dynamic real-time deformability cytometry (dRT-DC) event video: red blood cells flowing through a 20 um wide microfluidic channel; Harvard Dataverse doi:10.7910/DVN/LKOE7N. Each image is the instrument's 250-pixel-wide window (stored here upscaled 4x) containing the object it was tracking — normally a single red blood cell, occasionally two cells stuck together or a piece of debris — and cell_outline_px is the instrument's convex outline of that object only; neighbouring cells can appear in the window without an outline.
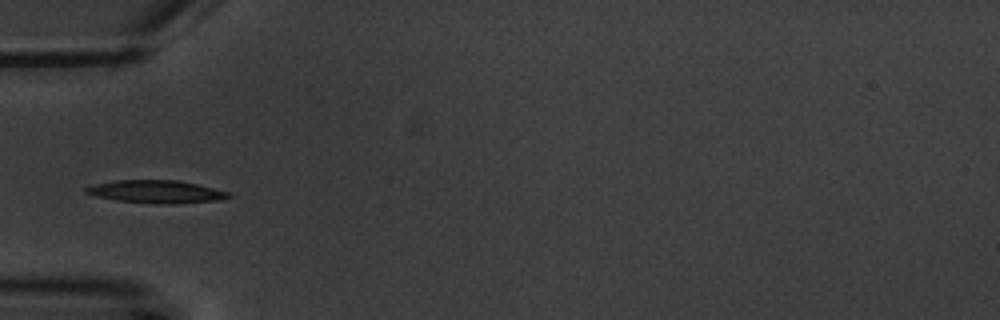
{"species": "common noctule bat (a hibernating species)", "species_latin": "Nyctalus noctula", "temperature_condition": "warm", "stored_images_in_passage": 6, "camera_frame_rate_fps": 3000, "um_per_image_px": 0.085, "animal": {"sex": "male", "body_mass_g": 20.1, "forearm_length_mm": 53.5}, "frame": {"image": 1, "passage_image": 5, "time_ms": 4.667, "image_size_px": [1000, 320], "cell_outline_px": [[232, 196], [216, 200], [176, 204], [156, 204], [116, 200], [96, 196], [84, 192], [84, 188], [92, 184], [112, 180], [176, 180], [196, 184], [228, 192]], "centroid_in_image_um": [13.2, 16.29], "position_along_channel_um": 71.8, "area_um2": 18.9}}